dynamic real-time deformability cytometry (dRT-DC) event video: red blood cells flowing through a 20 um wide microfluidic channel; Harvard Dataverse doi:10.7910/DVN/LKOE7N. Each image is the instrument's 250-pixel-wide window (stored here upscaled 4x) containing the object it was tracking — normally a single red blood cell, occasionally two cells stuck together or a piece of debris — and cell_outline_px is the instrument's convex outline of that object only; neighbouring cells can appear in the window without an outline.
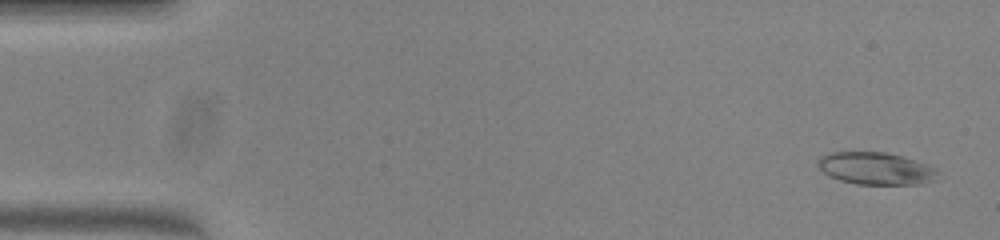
{"species": "common noctule bat (a hibernating species)", "species_latin": "Nyctalus noctula", "temperature_condition": "warm", "stored_images_in_passage": 51, "camera_frame_rate_fps": 3000, "um_per_image_px": 0.085, "animal": {"sex": "female", "body_mass_g": 23.0, "forearm_length_mm": 53.4}, "frame": {"image": 1, "passage_image": 2, "time_ms": 0.333, "image_size_px": [1000, 240], "cell_outline_px": [[936, 180], [924, 184], [856, 184], [840, 180], [824, 172], [816, 164], [816, 160], [820, 156], [828, 152], [884, 152], [900, 156], [936, 168]], "centroid_in_image_um": [74.4, 14.32], "position_along_channel_um": 10.6, "area_um2": 22.37}}
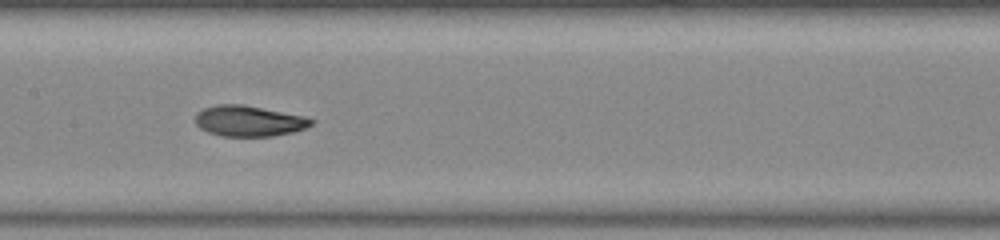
{"frame": {"image": 2, "passage_image": 25, "time_ms": 8.0, "image_size_px": [1000, 240], "cell_outline_px": [[316, 120], [312, 124], [304, 128], [292, 132], [272, 136], [220, 136], [208, 132], [200, 128], [196, 124], [196, 112], [204, 108], [220, 104], [240, 104], [304, 116]], "centroid_in_image_um": [21.14, 10.29], "position_along_channel_um": 186.3, "area_um2": 20.58}}
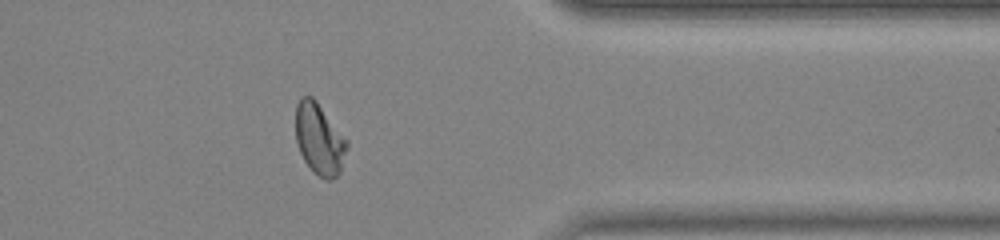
{"frame": {"image": 3, "passage_image": 41, "time_ms": 13.333, "image_size_px": [1000, 240], "cell_outline_px": [[348, 148], [340, 172], [332, 180], [324, 180], [312, 172], [304, 160], [300, 152], [296, 140], [296, 104], [300, 96], [312, 96], [316, 100], [348, 140]], "centroid_in_image_um": [27.15, 11.83], "position_along_channel_um": 384.2, "area_um2": 21.62}, "authors_computed_cell_mechanics": {"area_um2": 21.5016, "velocity_mm_per_s": 3.9965, "shape_relaxation_time_tau1_ms": 3.8121, "shape_relaxation_time_tau2_ms": 2.1199, "deformation_change_tau1": 0.1986, "deformation_change_tau2": 0.0809}}